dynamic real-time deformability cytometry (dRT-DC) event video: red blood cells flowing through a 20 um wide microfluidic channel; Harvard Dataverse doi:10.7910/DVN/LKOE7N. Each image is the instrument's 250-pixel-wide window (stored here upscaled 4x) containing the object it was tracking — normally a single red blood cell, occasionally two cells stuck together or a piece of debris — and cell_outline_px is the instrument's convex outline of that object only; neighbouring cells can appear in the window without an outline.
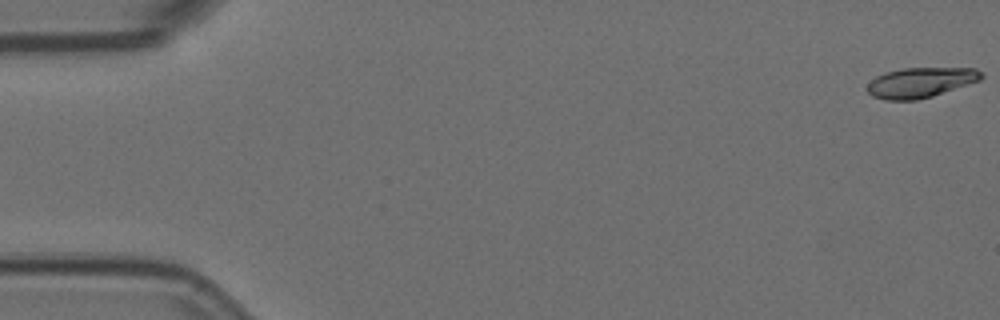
{"species": "Egyptian fruit bat (a non-hibernating species)", "species_latin": "Rousettus aegyptiacus", "temperature_condition": "room temperature", "stored_images_in_passage": 15, "segment_of_instrument_passage": [1, 2], "camera_frame_rate_fps": 3000, "um_per_image_px": 0.085, "animal": {"sex": "female"}, "frame": {"image": 1, "passage_image": 1, "time_ms": 0.0, "image_size_px": [1000, 320], "cell_outline_px": [[984, 76], [980, 80], [932, 96], [916, 100], [884, 100], [872, 96], [868, 92], [868, 84], [876, 76], [888, 72], [904, 68], [976, 68]], "centroid_in_image_um": [78.24, 7.01], "position_along_channel_um": 6.8, "area_um2": 19.77}}
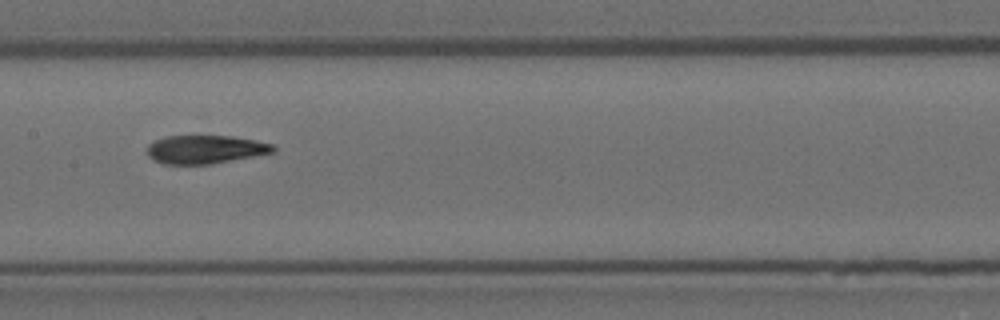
{"frame": {"image": 2, "passage_image": 8, "time_ms": 2.333, "image_size_px": [1000, 320], "cell_outline_px": [[276, 152], [212, 164], [164, 164], [152, 160], [148, 156], [148, 144], [164, 136], [232, 136], [256, 140], [272, 144], [276, 148]], "centroid_in_image_um": [17.46, 12.7], "position_along_channel_um": 189.9, "area_um2": 20.98}}
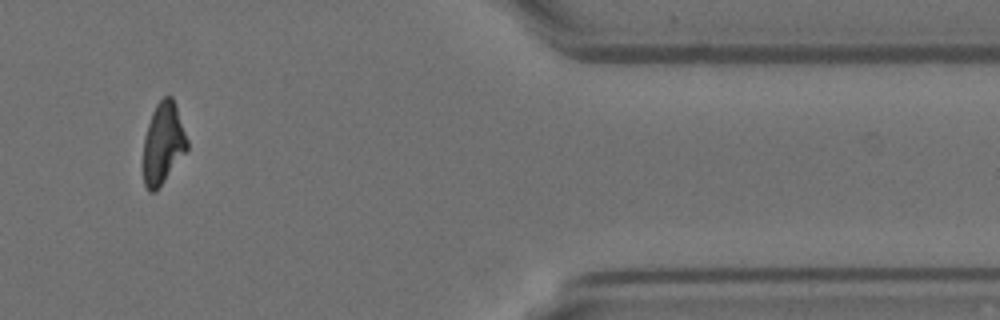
{"frame": {"image": 3, "passage_image": 13, "time_ms": 4.0, "image_size_px": [1000, 320], "cell_outline_px": [[188, 148], [156, 192], [148, 192], [144, 184], [144, 136], [152, 112], [156, 104], [164, 96], [172, 96], [176, 104], [188, 140]], "centroid_in_image_um": [13.87, 12.17], "position_along_channel_um": 397.5, "area_um2": 20.75}}